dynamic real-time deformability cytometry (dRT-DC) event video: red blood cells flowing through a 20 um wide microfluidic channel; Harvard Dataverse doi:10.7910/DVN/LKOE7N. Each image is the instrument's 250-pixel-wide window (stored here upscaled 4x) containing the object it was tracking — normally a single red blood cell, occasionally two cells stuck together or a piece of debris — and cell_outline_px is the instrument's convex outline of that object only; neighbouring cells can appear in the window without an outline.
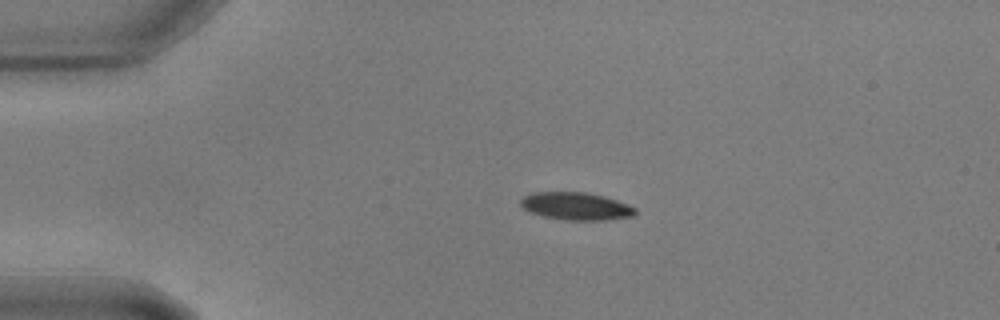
{"species": "common noctule bat (a hibernating species)", "species_latin": "Nyctalus noctula", "temperature_condition": "warm", "stored_images_in_passage": 46, "camera_frame_rate_fps": 3000, "um_per_image_px": 0.085, "animal": {"sex": "male", "body_mass_g": 17.9, "forearm_length_mm": 54.2}, "frame": {"image": 1, "passage_image": 1, "time_ms": 0.0, "image_size_px": [1000, 320], "cell_outline_px": [[636, 212], [632, 216], [604, 220], [568, 220], [544, 216], [532, 212], [524, 208], [520, 204], [520, 200], [524, 196], [532, 192], [588, 192], [604, 196], [628, 204], [636, 208]], "centroid_in_image_um": [48.97, 17.51], "position_along_channel_um": 36.0, "area_um2": 18.32}}
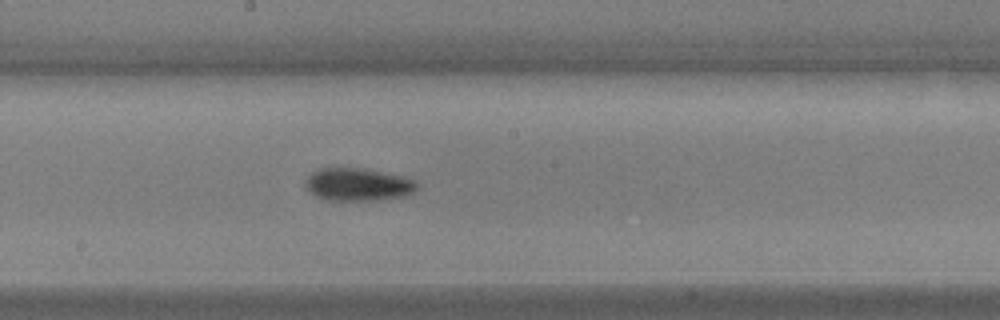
{"frame": {"image": 2, "passage_image": 20, "time_ms": 6.333, "image_size_px": [1000, 320], "cell_outline_px": [[416, 188], [412, 192], [404, 196], [376, 200], [328, 200], [316, 196], [308, 192], [304, 184], [304, 180], [312, 172], [320, 168], [364, 168], [400, 176], [412, 180], [416, 184]], "centroid_in_image_um": [30.34, 15.68], "position_along_channel_um": 217.9, "area_um2": 21.1}}
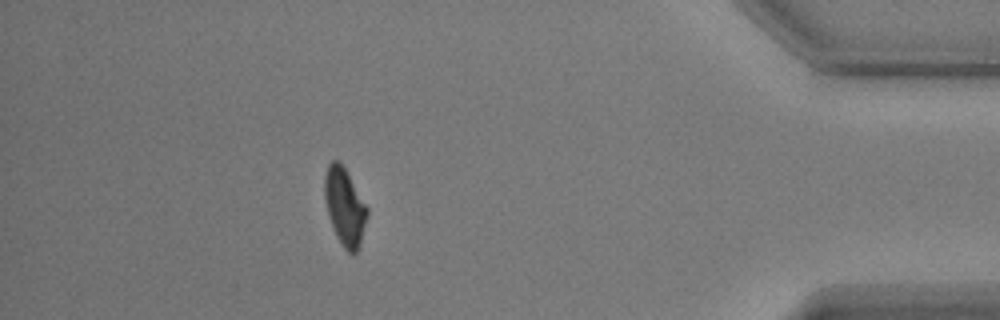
{"frame": {"image": 3, "passage_image": 40, "time_ms": 13.0, "image_size_px": [1000, 320], "cell_outline_px": [[368, 216], [360, 248], [352, 256], [344, 248], [336, 236], [328, 212], [324, 196], [324, 176], [328, 164], [332, 160], [340, 160], [368, 208]], "centroid_in_image_um": [29.32, 17.59], "position_along_channel_um": 405.9, "area_um2": 19.31}}